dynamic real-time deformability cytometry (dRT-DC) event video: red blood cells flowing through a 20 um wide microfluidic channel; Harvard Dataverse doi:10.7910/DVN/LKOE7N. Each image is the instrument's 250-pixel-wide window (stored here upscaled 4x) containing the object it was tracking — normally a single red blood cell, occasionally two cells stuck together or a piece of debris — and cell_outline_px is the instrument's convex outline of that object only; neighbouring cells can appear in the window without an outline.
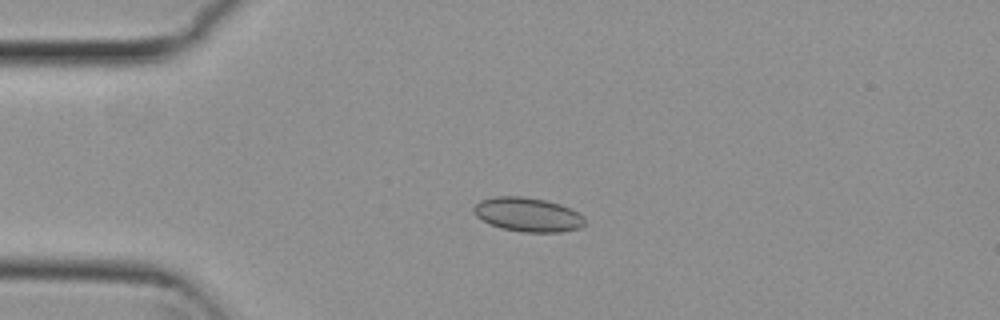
{"species": "common noctule bat (a hibernating species)", "species_latin": "Nyctalus noctula", "temperature_condition": "cold", "stored_images_in_passage": 34, "camera_frame_rate_fps": 3000, "um_per_image_px": 0.085, "animal": {"sex": "female", "body_mass_g": 29.2, "forearm_length_mm": 56.3}, "frame": {"image": 1, "passage_image": 2, "time_ms": 0.333, "image_size_px": [1000, 320], "cell_outline_px": [[584, 224], [580, 228], [560, 232], [524, 232], [500, 228], [488, 224], [476, 216], [472, 212], [472, 208], [480, 200], [496, 196], [524, 196], [544, 200], [560, 204], [584, 216]], "centroid_in_image_um": [44.81, 18.24], "position_along_channel_um": 40.2, "area_um2": 22.14}}
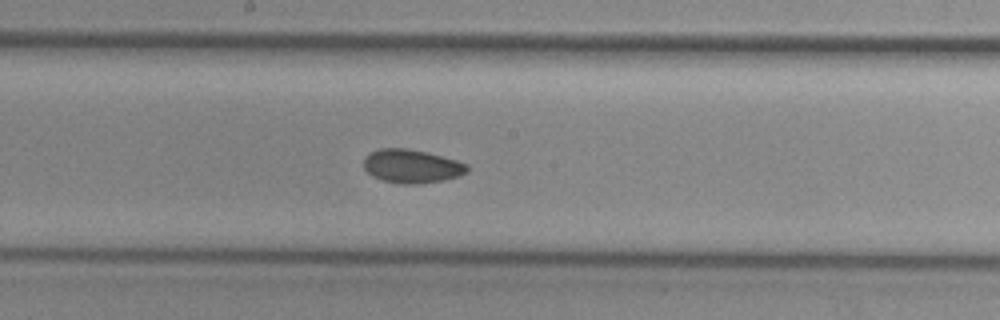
{"frame": {"image": 2, "passage_image": 18, "time_ms": 5.667, "image_size_px": [1000, 320], "cell_outline_px": [[468, 172], [460, 176], [444, 180], [420, 184], [404, 184], [384, 180], [372, 176], [364, 168], [364, 156], [380, 148], [404, 148], [424, 152], [456, 160], [468, 164]], "centroid_in_image_um": [35.01, 14.14], "position_along_channel_um": 213.2, "area_um2": 20.11}}
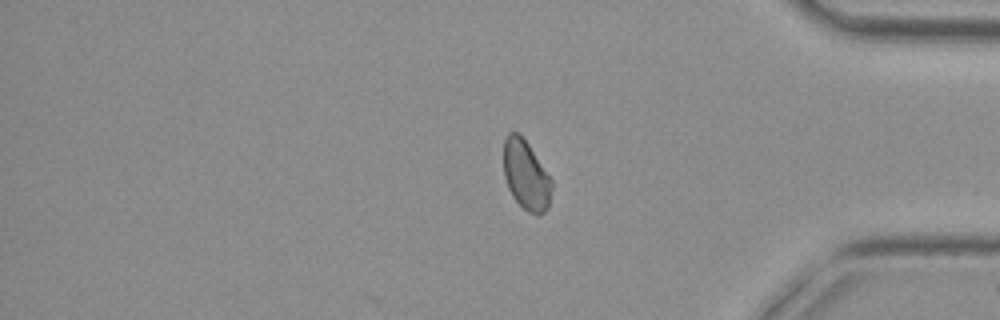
{"frame": {"image": 3, "passage_image": 34, "time_ms": 11.0, "image_size_px": [1000, 320], "cell_outline_px": [[552, 188], [548, 208], [544, 212], [536, 216], [528, 212], [512, 196], [508, 188], [504, 176], [504, 140], [508, 132], [516, 132], [528, 144], [552, 180]], "centroid_in_image_um": [44.71, 14.92], "position_along_channel_um": 390.5, "area_um2": 19.31}, "authors_computed_cell_mechanics": {"area_um2": 20.0566, "velocity_mm_per_s": 3.772, "shape_relaxation_time_tau1_ms": null, "shape_relaxation_time_tau2_ms": 3.0965, "deformation_change_tau1": null, "deformation_change_tau2": 0.0629}}